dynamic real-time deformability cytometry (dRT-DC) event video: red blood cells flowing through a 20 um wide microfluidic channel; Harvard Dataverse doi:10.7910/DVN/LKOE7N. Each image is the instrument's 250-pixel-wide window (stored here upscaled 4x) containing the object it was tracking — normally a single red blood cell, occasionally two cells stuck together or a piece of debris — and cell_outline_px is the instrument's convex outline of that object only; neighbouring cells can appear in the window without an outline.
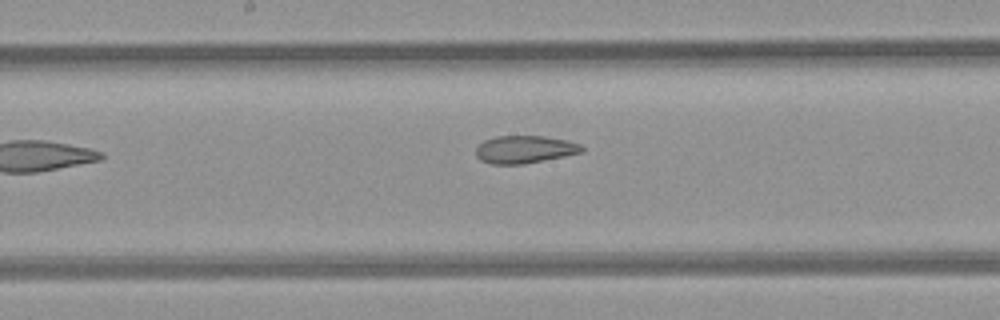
{"species": "common noctule bat (a hibernating species)", "species_latin": "Nyctalus noctula", "temperature_condition": "room temperature", "stored_images_in_passage": 7, "camera_frame_rate_fps": 3000, "um_per_image_px": 0.085, "animal": {"sex": "female", "body_mass_g": 21.9}, "frame": {"image": 1, "passage_image": 7, "time_ms": 8.0, "image_size_px": [1000, 320], "cell_outline_px": [[584, 152], [524, 164], [492, 164], [480, 160], [476, 156], [476, 148], [484, 140], [496, 136], [544, 136], [568, 140], [580, 144], [584, 148]], "centroid_in_image_um": [44.61, 12.7], "position_along_channel_um": 203.6, "area_um2": 17.11}}